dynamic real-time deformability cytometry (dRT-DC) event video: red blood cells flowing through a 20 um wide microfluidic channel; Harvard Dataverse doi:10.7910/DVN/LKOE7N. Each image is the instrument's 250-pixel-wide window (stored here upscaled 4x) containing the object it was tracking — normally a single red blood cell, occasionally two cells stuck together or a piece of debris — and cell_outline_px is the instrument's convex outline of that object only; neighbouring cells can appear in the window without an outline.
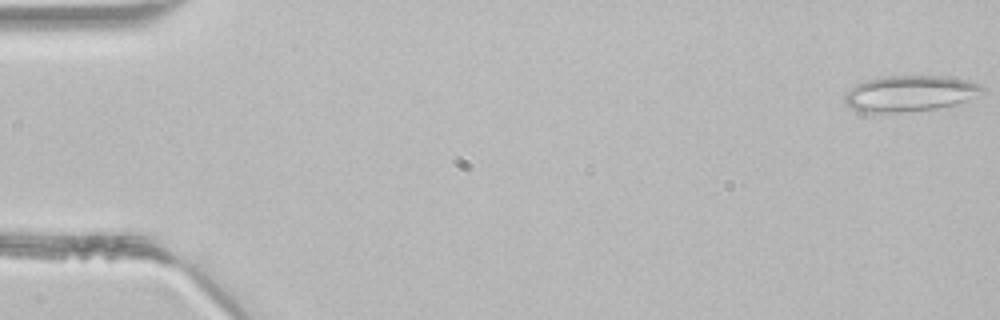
{"species": "common noctule bat (a hibernating species)", "species_latin": "Nyctalus noctula", "temperature_condition": "room temperature", "stored_images_in_passage": 46, "segment_of_instrument_passage": [1, 2], "camera_frame_rate_fps": 3000, "um_per_image_px": 0.085, "animal": {"sex": "male", "body_mass_g": 21.5, "forearm_length_mm": 52.0}, "frame": {"image": 1, "passage_image": 1, "time_ms": 0.0, "image_size_px": [1000, 320], "cell_outline_px": [[984, 92], [968, 100], [936, 108], [900, 112], [860, 112], [852, 108], [844, 100], [844, 96], [856, 84], [868, 80], [884, 76], [944, 76], [968, 80], [980, 84], [984, 88]], "centroid_in_image_um": [77.36, 7.93], "position_along_channel_um": 7.6, "area_um2": 28.5}}
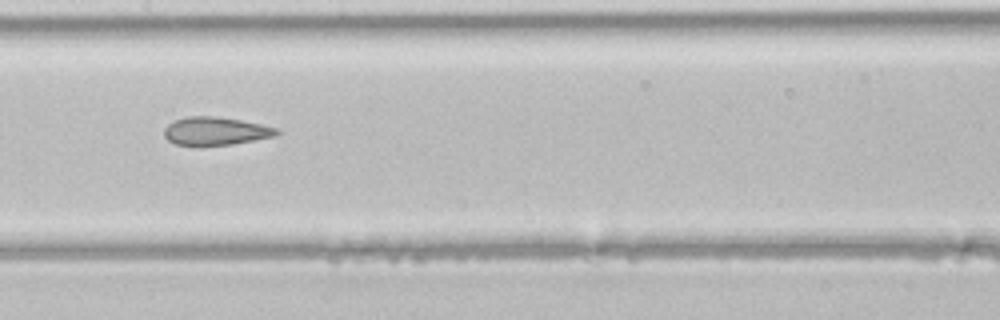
{"frame": {"image": 2, "passage_image": 23, "time_ms": 7.333, "image_size_px": [1000, 320], "cell_outline_px": [[280, 132], [272, 136], [232, 144], [196, 148], [176, 144], [168, 140], [164, 136], [164, 128], [168, 124], [176, 120], [188, 116], [216, 116], [240, 120], [280, 128]], "centroid_in_image_um": [18.27, 11.17], "position_along_channel_um": 189.1, "area_um2": 18.79}}
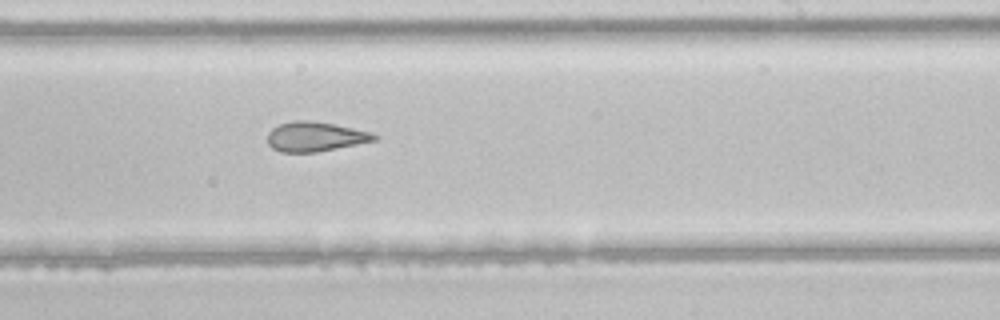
{"frame": {"image": 3, "passage_image": 28, "time_ms": 9.0, "image_size_px": [1000, 320], "cell_outline_px": [[380, 136], [376, 140], [316, 152], [280, 152], [272, 148], [268, 144], [268, 132], [272, 128], [280, 124], [296, 120], [312, 120], [372, 132]], "centroid_in_image_um": [26.78, 11.61], "position_along_channel_um": 262.2, "area_um2": 18.32}}